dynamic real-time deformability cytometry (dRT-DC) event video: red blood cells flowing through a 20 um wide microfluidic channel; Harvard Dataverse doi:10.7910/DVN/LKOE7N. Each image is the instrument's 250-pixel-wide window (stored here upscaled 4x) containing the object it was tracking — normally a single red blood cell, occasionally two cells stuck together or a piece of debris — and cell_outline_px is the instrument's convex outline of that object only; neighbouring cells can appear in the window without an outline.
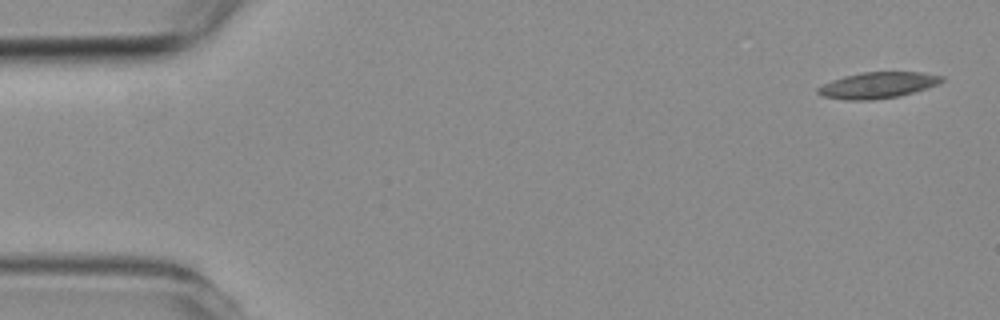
{"species": "common noctule bat (a hibernating species)", "species_latin": "Nyctalus noctula", "temperature_condition": "room temperature", "stored_images_in_passage": 2, "segment_of_instrument_passage": [2, 2], "camera_frame_rate_fps": 3000, "um_per_image_px": 0.085, "animal": {"sex": "female", "body_mass_g": 19.3, "forearm_length_mm": 54.1}, "frame": {"image": 1, "passage_image": 2, "time_ms": 1.333, "image_size_px": [1000, 320], "cell_outline_px": [[944, 80], [928, 88], [900, 96], [872, 100], [848, 100], [824, 96], [816, 92], [816, 88], [832, 80], [844, 76], [864, 72], [924, 72], [944, 76]], "centroid_in_image_um": [74.63, 7.24], "position_along_channel_um": 10.4, "area_um2": 18.84}}